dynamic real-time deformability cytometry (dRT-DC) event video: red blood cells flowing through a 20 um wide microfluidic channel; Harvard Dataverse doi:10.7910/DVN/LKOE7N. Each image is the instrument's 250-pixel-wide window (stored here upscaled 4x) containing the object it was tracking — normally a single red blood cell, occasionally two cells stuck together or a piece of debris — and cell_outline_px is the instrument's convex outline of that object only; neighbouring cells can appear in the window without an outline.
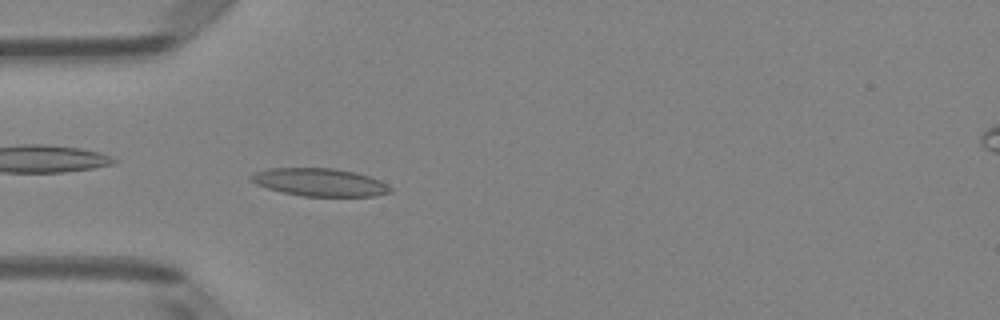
{"species": "Egyptian fruit bat (a non-hibernating species)", "species_latin": "Rousettus aegyptiacus", "temperature_condition": "room temperature", "stored_images_in_passage": 49, "camera_frame_rate_fps": 3000, "um_per_image_px": 0.085, "animal": {"sex": "female"}, "frame": {"image": 1, "passage_image": 14, "time_ms": 4.333, "image_size_px": [1000, 320], "cell_outline_px": [[392, 192], [376, 196], [304, 196], [284, 192], [268, 188], [256, 184], [248, 176], [256, 172], [268, 168], [332, 168], [356, 172], [380, 180], [392, 188]], "centroid_in_image_um": [27.2, 15.49], "position_along_channel_um": 57.8, "area_um2": 22.48}}
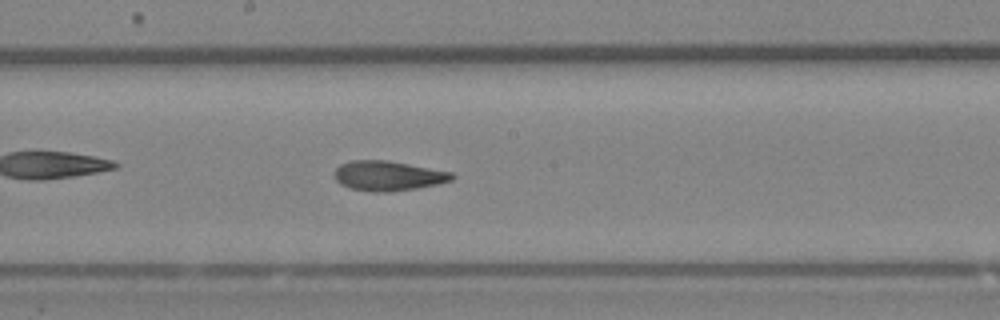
{"frame": {"image": 2, "passage_image": 26, "time_ms": 8.333, "image_size_px": [1000, 320], "cell_outline_px": [[456, 176], [452, 180], [440, 184], [416, 188], [388, 192], [372, 192], [352, 188], [340, 184], [336, 180], [332, 172], [340, 164], [352, 160], [388, 160], [452, 172]], "centroid_in_image_um": [32.98, 14.94], "position_along_channel_um": 215.2, "area_um2": 20.58}}
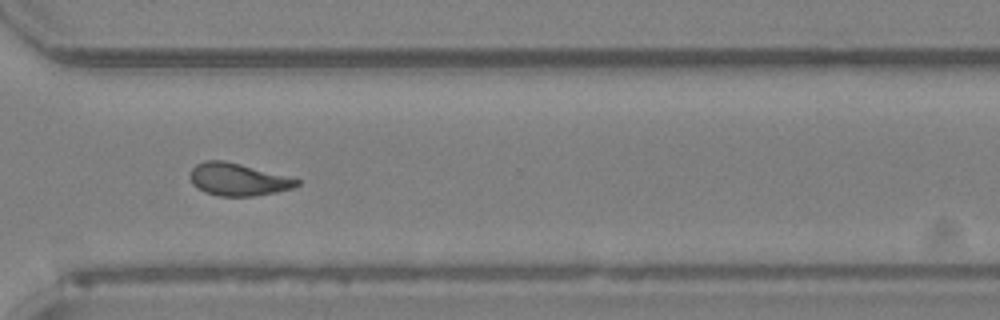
{"frame": {"image": 3, "passage_image": 36, "time_ms": 11.667, "image_size_px": [1000, 320], "cell_outline_px": [[300, 184], [292, 188], [276, 192], [252, 196], [220, 196], [204, 192], [192, 184], [188, 176], [192, 168], [196, 164], [204, 160], [224, 160], [240, 164], [300, 180]], "centroid_in_image_um": [20.16, 15.25], "position_along_channel_um": 350.4, "area_um2": 20.06}, "authors_computed_cell_mechanics": {"area_um2": 20.519, "velocity_mm_per_s": 4.0489, "shape_relaxation_time_tau1_ms": 7.7398, "shape_relaxation_time_tau2_ms": 2.931, "deformation_change_tau1": 0.2387, "deformation_change_tau2": 0.1129}}